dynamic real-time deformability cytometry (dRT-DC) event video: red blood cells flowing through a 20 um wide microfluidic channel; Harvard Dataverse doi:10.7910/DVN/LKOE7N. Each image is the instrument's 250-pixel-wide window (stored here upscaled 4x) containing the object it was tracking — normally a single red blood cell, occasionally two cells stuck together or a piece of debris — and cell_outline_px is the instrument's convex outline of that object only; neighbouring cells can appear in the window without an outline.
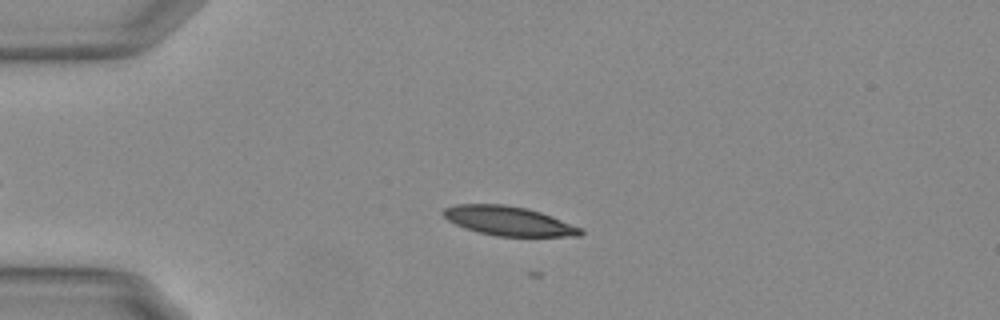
{"species": "Egyptian fruit bat (a non-hibernating species)", "species_latin": "Rousettus aegyptiacus", "temperature_condition": "warm", "stored_images_in_passage": 22, "camera_frame_rate_fps": 3000, "um_per_image_px": 0.085, "animal": {"sex": "female"}, "frame": {"image": 1, "passage_image": 11, "time_ms": 3.333, "image_size_px": [1000, 320], "cell_outline_px": [[584, 232], [580, 236], [496, 236], [464, 228], [448, 220], [440, 212], [444, 208], [456, 204], [504, 204], [528, 208], [552, 216], [580, 228]], "centroid_in_image_um": [43.2, 18.77], "position_along_channel_um": 41.8, "area_um2": 23.29}}
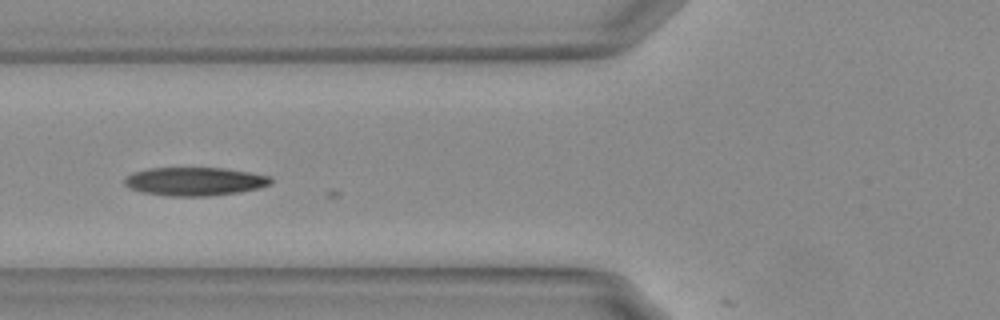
{"frame": {"image": 2, "passage_image": 19, "time_ms": 6.0, "image_size_px": [1000, 320], "cell_outline_px": [[272, 184], [260, 188], [240, 192], [208, 196], [168, 196], [140, 192], [128, 188], [124, 184], [124, 180], [132, 172], [148, 168], [224, 168], [272, 176]], "centroid_in_image_um": [16.55, 15.42], "position_along_channel_um": 109.2, "area_um2": 24.45}}